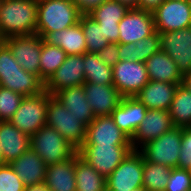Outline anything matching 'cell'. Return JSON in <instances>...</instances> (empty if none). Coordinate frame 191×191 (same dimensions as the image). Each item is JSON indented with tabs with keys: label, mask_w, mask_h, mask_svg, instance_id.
Instances as JSON below:
<instances>
[{
	"label": "cell",
	"mask_w": 191,
	"mask_h": 191,
	"mask_svg": "<svg viewBox=\"0 0 191 191\" xmlns=\"http://www.w3.org/2000/svg\"><path fill=\"white\" fill-rule=\"evenodd\" d=\"M37 0H6L0 3V31L5 39L36 34Z\"/></svg>",
	"instance_id": "obj_1"
},
{
	"label": "cell",
	"mask_w": 191,
	"mask_h": 191,
	"mask_svg": "<svg viewBox=\"0 0 191 191\" xmlns=\"http://www.w3.org/2000/svg\"><path fill=\"white\" fill-rule=\"evenodd\" d=\"M81 13L72 0H39L36 34L42 38L77 24Z\"/></svg>",
	"instance_id": "obj_2"
},
{
	"label": "cell",
	"mask_w": 191,
	"mask_h": 191,
	"mask_svg": "<svg viewBox=\"0 0 191 191\" xmlns=\"http://www.w3.org/2000/svg\"><path fill=\"white\" fill-rule=\"evenodd\" d=\"M30 148L46 166L67 160L77 152L57 130L47 125L30 137Z\"/></svg>",
	"instance_id": "obj_3"
},
{
	"label": "cell",
	"mask_w": 191,
	"mask_h": 191,
	"mask_svg": "<svg viewBox=\"0 0 191 191\" xmlns=\"http://www.w3.org/2000/svg\"><path fill=\"white\" fill-rule=\"evenodd\" d=\"M46 125L57 130L77 150L83 145L86 126L50 93H48Z\"/></svg>",
	"instance_id": "obj_4"
},
{
	"label": "cell",
	"mask_w": 191,
	"mask_h": 191,
	"mask_svg": "<svg viewBox=\"0 0 191 191\" xmlns=\"http://www.w3.org/2000/svg\"><path fill=\"white\" fill-rule=\"evenodd\" d=\"M182 139L183 128L173 127L160 137L147 142L138 151L142 154L145 161L175 168L178 164Z\"/></svg>",
	"instance_id": "obj_5"
},
{
	"label": "cell",
	"mask_w": 191,
	"mask_h": 191,
	"mask_svg": "<svg viewBox=\"0 0 191 191\" xmlns=\"http://www.w3.org/2000/svg\"><path fill=\"white\" fill-rule=\"evenodd\" d=\"M132 150V145L83 144L77 153L82 160L107 178Z\"/></svg>",
	"instance_id": "obj_6"
},
{
	"label": "cell",
	"mask_w": 191,
	"mask_h": 191,
	"mask_svg": "<svg viewBox=\"0 0 191 191\" xmlns=\"http://www.w3.org/2000/svg\"><path fill=\"white\" fill-rule=\"evenodd\" d=\"M48 92L25 96L9 122L29 137L46 125Z\"/></svg>",
	"instance_id": "obj_7"
},
{
	"label": "cell",
	"mask_w": 191,
	"mask_h": 191,
	"mask_svg": "<svg viewBox=\"0 0 191 191\" xmlns=\"http://www.w3.org/2000/svg\"><path fill=\"white\" fill-rule=\"evenodd\" d=\"M144 159L138 150H132L106 178V191H132L143 188Z\"/></svg>",
	"instance_id": "obj_8"
},
{
	"label": "cell",
	"mask_w": 191,
	"mask_h": 191,
	"mask_svg": "<svg viewBox=\"0 0 191 191\" xmlns=\"http://www.w3.org/2000/svg\"><path fill=\"white\" fill-rule=\"evenodd\" d=\"M155 31H178L191 27V5L188 1L165 0L153 12Z\"/></svg>",
	"instance_id": "obj_9"
},
{
	"label": "cell",
	"mask_w": 191,
	"mask_h": 191,
	"mask_svg": "<svg viewBox=\"0 0 191 191\" xmlns=\"http://www.w3.org/2000/svg\"><path fill=\"white\" fill-rule=\"evenodd\" d=\"M113 85L123 97H135L150 81L143 62L119 61L112 67Z\"/></svg>",
	"instance_id": "obj_10"
},
{
	"label": "cell",
	"mask_w": 191,
	"mask_h": 191,
	"mask_svg": "<svg viewBox=\"0 0 191 191\" xmlns=\"http://www.w3.org/2000/svg\"><path fill=\"white\" fill-rule=\"evenodd\" d=\"M43 38L38 34L15 36L5 39L18 65L26 72L40 78V54Z\"/></svg>",
	"instance_id": "obj_11"
},
{
	"label": "cell",
	"mask_w": 191,
	"mask_h": 191,
	"mask_svg": "<svg viewBox=\"0 0 191 191\" xmlns=\"http://www.w3.org/2000/svg\"><path fill=\"white\" fill-rule=\"evenodd\" d=\"M160 50L176 63L181 75L191 72V27L160 33Z\"/></svg>",
	"instance_id": "obj_12"
},
{
	"label": "cell",
	"mask_w": 191,
	"mask_h": 191,
	"mask_svg": "<svg viewBox=\"0 0 191 191\" xmlns=\"http://www.w3.org/2000/svg\"><path fill=\"white\" fill-rule=\"evenodd\" d=\"M84 66V54L67 55L63 64L45 83V91L54 95L59 90L83 85Z\"/></svg>",
	"instance_id": "obj_13"
},
{
	"label": "cell",
	"mask_w": 191,
	"mask_h": 191,
	"mask_svg": "<svg viewBox=\"0 0 191 191\" xmlns=\"http://www.w3.org/2000/svg\"><path fill=\"white\" fill-rule=\"evenodd\" d=\"M119 43H136L155 32L151 11L130 9L119 22Z\"/></svg>",
	"instance_id": "obj_14"
},
{
	"label": "cell",
	"mask_w": 191,
	"mask_h": 191,
	"mask_svg": "<svg viewBox=\"0 0 191 191\" xmlns=\"http://www.w3.org/2000/svg\"><path fill=\"white\" fill-rule=\"evenodd\" d=\"M173 127L169 110L148 109L144 120L131 139L133 150H138Z\"/></svg>",
	"instance_id": "obj_15"
},
{
	"label": "cell",
	"mask_w": 191,
	"mask_h": 191,
	"mask_svg": "<svg viewBox=\"0 0 191 191\" xmlns=\"http://www.w3.org/2000/svg\"><path fill=\"white\" fill-rule=\"evenodd\" d=\"M83 144L131 145V139L114 123L111 116H100L86 127Z\"/></svg>",
	"instance_id": "obj_16"
},
{
	"label": "cell",
	"mask_w": 191,
	"mask_h": 191,
	"mask_svg": "<svg viewBox=\"0 0 191 191\" xmlns=\"http://www.w3.org/2000/svg\"><path fill=\"white\" fill-rule=\"evenodd\" d=\"M83 87L86 99L95 117L110 116L123 99L114 85L85 82Z\"/></svg>",
	"instance_id": "obj_17"
},
{
	"label": "cell",
	"mask_w": 191,
	"mask_h": 191,
	"mask_svg": "<svg viewBox=\"0 0 191 191\" xmlns=\"http://www.w3.org/2000/svg\"><path fill=\"white\" fill-rule=\"evenodd\" d=\"M147 110L136 97H123L110 116L114 123L132 139L140 123L144 120Z\"/></svg>",
	"instance_id": "obj_18"
},
{
	"label": "cell",
	"mask_w": 191,
	"mask_h": 191,
	"mask_svg": "<svg viewBox=\"0 0 191 191\" xmlns=\"http://www.w3.org/2000/svg\"><path fill=\"white\" fill-rule=\"evenodd\" d=\"M178 85L150 80L135 97L147 109L169 110Z\"/></svg>",
	"instance_id": "obj_19"
},
{
	"label": "cell",
	"mask_w": 191,
	"mask_h": 191,
	"mask_svg": "<svg viewBox=\"0 0 191 191\" xmlns=\"http://www.w3.org/2000/svg\"><path fill=\"white\" fill-rule=\"evenodd\" d=\"M17 176L25 186L45 182L46 165L31 148L10 163Z\"/></svg>",
	"instance_id": "obj_20"
},
{
	"label": "cell",
	"mask_w": 191,
	"mask_h": 191,
	"mask_svg": "<svg viewBox=\"0 0 191 191\" xmlns=\"http://www.w3.org/2000/svg\"><path fill=\"white\" fill-rule=\"evenodd\" d=\"M0 147L4 162L10 164L30 148V137L9 121H0Z\"/></svg>",
	"instance_id": "obj_21"
},
{
	"label": "cell",
	"mask_w": 191,
	"mask_h": 191,
	"mask_svg": "<svg viewBox=\"0 0 191 191\" xmlns=\"http://www.w3.org/2000/svg\"><path fill=\"white\" fill-rule=\"evenodd\" d=\"M55 96L62 105L86 127L95 119V115L86 99L83 85L59 90Z\"/></svg>",
	"instance_id": "obj_22"
},
{
	"label": "cell",
	"mask_w": 191,
	"mask_h": 191,
	"mask_svg": "<svg viewBox=\"0 0 191 191\" xmlns=\"http://www.w3.org/2000/svg\"><path fill=\"white\" fill-rule=\"evenodd\" d=\"M45 185L50 191H76L75 154L46 167Z\"/></svg>",
	"instance_id": "obj_23"
},
{
	"label": "cell",
	"mask_w": 191,
	"mask_h": 191,
	"mask_svg": "<svg viewBox=\"0 0 191 191\" xmlns=\"http://www.w3.org/2000/svg\"><path fill=\"white\" fill-rule=\"evenodd\" d=\"M43 40L47 44L60 47L67 55L87 53L85 36L79 22L61 31L50 32Z\"/></svg>",
	"instance_id": "obj_24"
},
{
	"label": "cell",
	"mask_w": 191,
	"mask_h": 191,
	"mask_svg": "<svg viewBox=\"0 0 191 191\" xmlns=\"http://www.w3.org/2000/svg\"><path fill=\"white\" fill-rule=\"evenodd\" d=\"M149 80L182 84L183 76L176 63L164 51L159 50L145 61Z\"/></svg>",
	"instance_id": "obj_25"
},
{
	"label": "cell",
	"mask_w": 191,
	"mask_h": 191,
	"mask_svg": "<svg viewBox=\"0 0 191 191\" xmlns=\"http://www.w3.org/2000/svg\"><path fill=\"white\" fill-rule=\"evenodd\" d=\"M0 86L14 91L22 96H33L45 91V83L32 73L24 69L21 73L3 74Z\"/></svg>",
	"instance_id": "obj_26"
},
{
	"label": "cell",
	"mask_w": 191,
	"mask_h": 191,
	"mask_svg": "<svg viewBox=\"0 0 191 191\" xmlns=\"http://www.w3.org/2000/svg\"><path fill=\"white\" fill-rule=\"evenodd\" d=\"M119 60L143 62L160 50V33L155 31L150 36L136 43H118Z\"/></svg>",
	"instance_id": "obj_27"
},
{
	"label": "cell",
	"mask_w": 191,
	"mask_h": 191,
	"mask_svg": "<svg viewBox=\"0 0 191 191\" xmlns=\"http://www.w3.org/2000/svg\"><path fill=\"white\" fill-rule=\"evenodd\" d=\"M76 191H106V177L75 153Z\"/></svg>",
	"instance_id": "obj_28"
},
{
	"label": "cell",
	"mask_w": 191,
	"mask_h": 191,
	"mask_svg": "<svg viewBox=\"0 0 191 191\" xmlns=\"http://www.w3.org/2000/svg\"><path fill=\"white\" fill-rule=\"evenodd\" d=\"M169 113L174 127L191 126V92L182 84L178 85Z\"/></svg>",
	"instance_id": "obj_29"
},
{
	"label": "cell",
	"mask_w": 191,
	"mask_h": 191,
	"mask_svg": "<svg viewBox=\"0 0 191 191\" xmlns=\"http://www.w3.org/2000/svg\"><path fill=\"white\" fill-rule=\"evenodd\" d=\"M85 82L113 85L112 67L106 65L97 54L84 53Z\"/></svg>",
	"instance_id": "obj_30"
},
{
	"label": "cell",
	"mask_w": 191,
	"mask_h": 191,
	"mask_svg": "<svg viewBox=\"0 0 191 191\" xmlns=\"http://www.w3.org/2000/svg\"><path fill=\"white\" fill-rule=\"evenodd\" d=\"M66 56V52L60 47L47 44L44 40L42 41L40 54V79L44 83H46L63 64Z\"/></svg>",
	"instance_id": "obj_31"
},
{
	"label": "cell",
	"mask_w": 191,
	"mask_h": 191,
	"mask_svg": "<svg viewBox=\"0 0 191 191\" xmlns=\"http://www.w3.org/2000/svg\"><path fill=\"white\" fill-rule=\"evenodd\" d=\"M171 169L168 166L144 160L143 189L146 191H165Z\"/></svg>",
	"instance_id": "obj_32"
},
{
	"label": "cell",
	"mask_w": 191,
	"mask_h": 191,
	"mask_svg": "<svg viewBox=\"0 0 191 191\" xmlns=\"http://www.w3.org/2000/svg\"><path fill=\"white\" fill-rule=\"evenodd\" d=\"M79 23L85 36L87 53L97 54L110 43L104 37L101 26L89 15H81Z\"/></svg>",
	"instance_id": "obj_33"
},
{
	"label": "cell",
	"mask_w": 191,
	"mask_h": 191,
	"mask_svg": "<svg viewBox=\"0 0 191 191\" xmlns=\"http://www.w3.org/2000/svg\"><path fill=\"white\" fill-rule=\"evenodd\" d=\"M130 9L116 0H105L88 15L98 24H119Z\"/></svg>",
	"instance_id": "obj_34"
},
{
	"label": "cell",
	"mask_w": 191,
	"mask_h": 191,
	"mask_svg": "<svg viewBox=\"0 0 191 191\" xmlns=\"http://www.w3.org/2000/svg\"><path fill=\"white\" fill-rule=\"evenodd\" d=\"M24 96L0 86V121H9L20 104Z\"/></svg>",
	"instance_id": "obj_35"
},
{
	"label": "cell",
	"mask_w": 191,
	"mask_h": 191,
	"mask_svg": "<svg viewBox=\"0 0 191 191\" xmlns=\"http://www.w3.org/2000/svg\"><path fill=\"white\" fill-rule=\"evenodd\" d=\"M165 191H191V170L172 168Z\"/></svg>",
	"instance_id": "obj_36"
},
{
	"label": "cell",
	"mask_w": 191,
	"mask_h": 191,
	"mask_svg": "<svg viewBox=\"0 0 191 191\" xmlns=\"http://www.w3.org/2000/svg\"><path fill=\"white\" fill-rule=\"evenodd\" d=\"M25 187L10 164L0 165V191H24Z\"/></svg>",
	"instance_id": "obj_37"
},
{
	"label": "cell",
	"mask_w": 191,
	"mask_h": 191,
	"mask_svg": "<svg viewBox=\"0 0 191 191\" xmlns=\"http://www.w3.org/2000/svg\"><path fill=\"white\" fill-rule=\"evenodd\" d=\"M22 70L10 48L5 43L0 45V77L3 74L21 73Z\"/></svg>",
	"instance_id": "obj_38"
},
{
	"label": "cell",
	"mask_w": 191,
	"mask_h": 191,
	"mask_svg": "<svg viewBox=\"0 0 191 191\" xmlns=\"http://www.w3.org/2000/svg\"><path fill=\"white\" fill-rule=\"evenodd\" d=\"M177 168L191 170V127L183 128L182 147Z\"/></svg>",
	"instance_id": "obj_39"
},
{
	"label": "cell",
	"mask_w": 191,
	"mask_h": 191,
	"mask_svg": "<svg viewBox=\"0 0 191 191\" xmlns=\"http://www.w3.org/2000/svg\"><path fill=\"white\" fill-rule=\"evenodd\" d=\"M97 55L106 65L113 67L120 61L118 43H109Z\"/></svg>",
	"instance_id": "obj_40"
},
{
	"label": "cell",
	"mask_w": 191,
	"mask_h": 191,
	"mask_svg": "<svg viewBox=\"0 0 191 191\" xmlns=\"http://www.w3.org/2000/svg\"><path fill=\"white\" fill-rule=\"evenodd\" d=\"M105 0H72L82 15H88Z\"/></svg>",
	"instance_id": "obj_41"
},
{
	"label": "cell",
	"mask_w": 191,
	"mask_h": 191,
	"mask_svg": "<svg viewBox=\"0 0 191 191\" xmlns=\"http://www.w3.org/2000/svg\"><path fill=\"white\" fill-rule=\"evenodd\" d=\"M103 35L110 43H119V24H99Z\"/></svg>",
	"instance_id": "obj_42"
},
{
	"label": "cell",
	"mask_w": 191,
	"mask_h": 191,
	"mask_svg": "<svg viewBox=\"0 0 191 191\" xmlns=\"http://www.w3.org/2000/svg\"><path fill=\"white\" fill-rule=\"evenodd\" d=\"M165 0H138V9L153 12Z\"/></svg>",
	"instance_id": "obj_43"
},
{
	"label": "cell",
	"mask_w": 191,
	"mask_h": 191,
	"mask_svg": "<svg viewBox=\"0 0 191 191\" xmlns=\"http://www.w3.org/2000/svg\"><path fill=\"white\" fill-rule=\"evenodd\" d=\"M24 191H50L45 183L26 186Z\"/></svg>",
	"instance_id": "obj_44"
},
{
	"label": "cell",
	"mask_w": 191,
	"mask_h": 191,
	"mask_svg": "<svg viewBox=\"0 0 191 191\" xmlns=\"http://www.w3.org/2000/svg\"><path fill=\"white\" fill-rule=\"evenodd\" d=\"M117 2L126 5L129 9H138V0H116Z\"/></svg>",
	"instance_id": "obj_45"
},
{
	"label": "cell",
	"mask_w": 191,
	"mask_h": 191,
	"mask_svg": "<svg viewBox=\"0 0 191 191\" xmlns=\"http://www.w3.org/2000/svg\"><path fill=\"white\" fill-rule=\"evenodd\" d=\"M182 85L191 92V72L183 75Z\"/></svg>",
	"instance_id": "obj_46"
},
{
	"label": "cell",
	"mask_w": 191,
	"mask_h": 191,
	"mask_svg": "<svg viewBox=\"0 0 191 191\" xmlns=\"http://www.w3.org/2000/svg\"><path fill=\"white\" fill-rule=\"evenodd\" d=\"M3 164H6V163L4 162L2 148L0 147V165H3Z\"/></svg>",
	"instance_id": "obj_47"
},
{
	"label": "cell",
	"mask_w": 191,
	"mask_h": 191,
	"mask_svg": "<svg viewBox=\"0 0 191 191\" xmlns=\"http://www.w3.org/2000/svg\"><path fill=\"white\" fill-rule=\"evenodd\" d=\"M5 43V38L3 37L1 31H0V45H3Z\"/></svg>",
	"instance_id": "obj_48"
},
{
	"label": "cell",
	"mask_w": 191,
	"mask_h": 191,
	"mask_svg": "<svg viewBox=\"0 0 191 191\" xmlns=\"http://www.w3.org/2000/svg\"><path fill=\"white\" fill-rule=\"evenodd\" d=\"M132 191H146V190L143 189V188H139V189H135V190H132Z\"/></svg>",
	"instance_id": "obj_49"
}]
</instances>
